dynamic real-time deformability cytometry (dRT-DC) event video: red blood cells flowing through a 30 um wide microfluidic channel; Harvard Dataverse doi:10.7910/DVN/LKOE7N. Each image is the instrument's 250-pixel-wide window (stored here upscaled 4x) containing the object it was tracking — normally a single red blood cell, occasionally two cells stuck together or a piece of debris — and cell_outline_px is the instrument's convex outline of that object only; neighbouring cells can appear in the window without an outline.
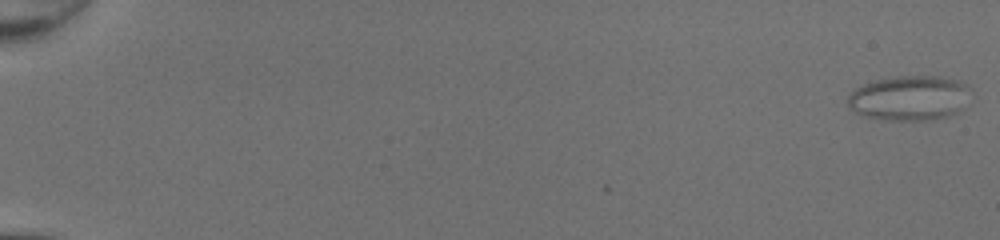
{"species": "common noctule bat (a hibernating species)", "species_latin": "Nyctalus noctula", "temperature_condition": "room temperature", "stored_images_in_passage": 8, "camera_frame_rate_fps": 3000, "um_per_image_px": 0.085, "animal": {"sex": "female", "body_mass_g": 20.0, "forearm_length_mm": 54.0}, "frame": {"image": 1, "passage_image": 1, "time_ms": 0.0, "image_size_px": [1000, 240], "cell_outline_px": [[972, 88], [964, 108], [960, 112], [948, 116], [932, 120], [880, 120], [864, 116], [848, 108], [848, 96], [856, 88], [864, 84], [876, 80], [896, 76], [940, 76], [960, 80], [968, 84]], "centroid_in_image_um": [77.36, 8.34], "position_along_channel_um": 7.6, "area_um2": 32.71}}